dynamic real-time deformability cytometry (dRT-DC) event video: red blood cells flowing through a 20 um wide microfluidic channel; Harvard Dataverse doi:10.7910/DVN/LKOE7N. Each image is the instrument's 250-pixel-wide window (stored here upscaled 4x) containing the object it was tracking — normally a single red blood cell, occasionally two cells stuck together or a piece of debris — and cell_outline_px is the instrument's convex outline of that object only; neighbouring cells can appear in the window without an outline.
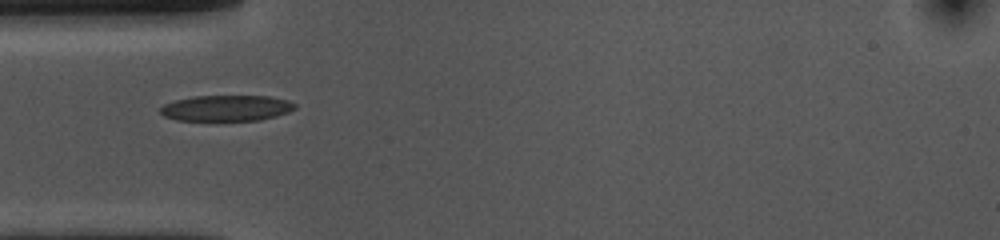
{"species": "common noctule bat (a hibernating species)", "species_latin": "Nyctalus noctula", "temperature_condition": "cold", "stored_images_in_passage": 3, "camera_frame_rate_fps": 3000, "um_per_image_px": 0.085, "animal": {"sex": "female", "body_mass_g": 10.0, "forearm_length_mm": 53.1}, "frame": {"image": 1, "passage_image": 1, "time_ms": 0.0, "image_size_px": [1000, 240], "cell_outline_px": [[296, 108], [288, 112], [276, 116], [260, 120], [176, 120], [164, 116], [160, 112], [160, 108], [164, 104], [176, 100], [192, 96], [268, 96], [288, 100], [296, 104]], "centroid_in_image_um": [19.25, 9.18], "position_along_channel_um": 65.7, "area_um2": 20.23}}